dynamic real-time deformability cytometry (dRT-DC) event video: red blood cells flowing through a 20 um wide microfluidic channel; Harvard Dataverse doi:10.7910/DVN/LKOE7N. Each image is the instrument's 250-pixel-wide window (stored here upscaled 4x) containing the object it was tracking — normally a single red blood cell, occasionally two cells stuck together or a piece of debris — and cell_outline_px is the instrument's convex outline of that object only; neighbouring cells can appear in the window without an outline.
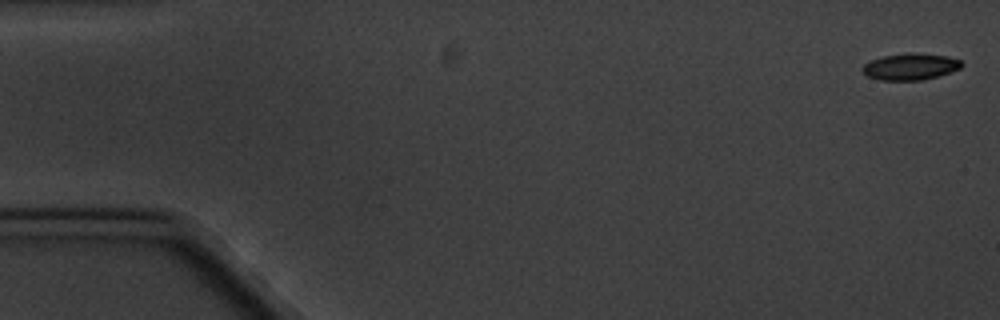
{"species": "common noctule bat (a hibernating species)", "species_latin": "Nyctalus noctula", "temperature_condition": "cold", "stored_images_in_passage": 5, "camera_frame_rate_fps": 3000, "um_per_image_px": 0.085, "animal": {"sex": "male", "body_mass_g": 20.1, "forearm_length_mm": 53.5}, "frame": {"image": 1, "passage_image": 1, "time_ms": 0.0, "image_size_px": [1000, 320], "cell_outline_px": [[964, 64], [960, 68], [936, 76], [920, 80], [880, 80], [868, 76], [860, 68], [864, 64], [872, 60], [884, 56], [912, 52], [948, 56], [960, 60]], "centroid_in_image_um": [77.38, 5.65], "position_along_channel_um": 7.6, "area_um2": 15.14}}